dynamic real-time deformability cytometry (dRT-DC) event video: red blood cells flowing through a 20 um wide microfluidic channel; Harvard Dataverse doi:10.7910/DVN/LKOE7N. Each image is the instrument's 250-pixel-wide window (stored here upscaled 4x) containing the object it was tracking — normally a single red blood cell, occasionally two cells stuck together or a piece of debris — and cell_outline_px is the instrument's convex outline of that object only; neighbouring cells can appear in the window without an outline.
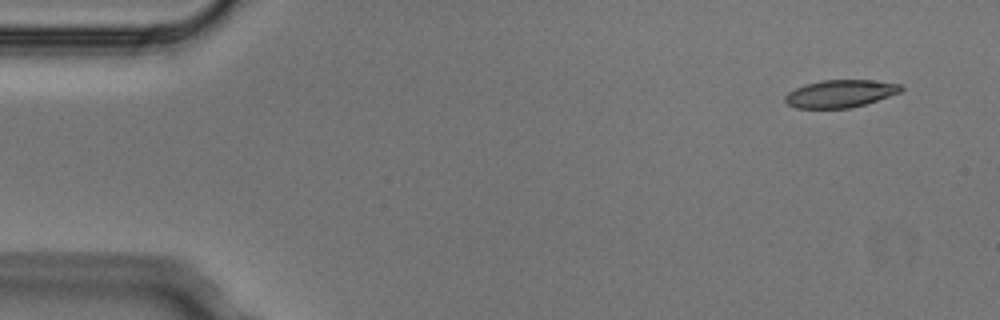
{"species": "Egyptian fruit bat (a non-hibernating species)", "species_latin": "Rousettus aegyptiacus", "temperature_condition": "cold", "stored_images_in_passage": 3, "camera_frame_rate_fps": 3000, "um_per_image_px": 0.085, "animal": {"sex": "male"}, "frame": {"image": 1, "passage_image": 1, "time_ms": 0.0, "image_size_px": [1000, 320], "cell_outline_px": [[904, 88], [900, 92], [864, 104], [848, 108], [796, 108], [788, 104], [784, 100], [784, 96], [788, 92], [804, 84], [824, 80], [872, 80], [900, 84]], "centroid_in_image_um": [71.39, 7.95], "position_along_channel_um": 13.6, "area_um2": 18.44}}